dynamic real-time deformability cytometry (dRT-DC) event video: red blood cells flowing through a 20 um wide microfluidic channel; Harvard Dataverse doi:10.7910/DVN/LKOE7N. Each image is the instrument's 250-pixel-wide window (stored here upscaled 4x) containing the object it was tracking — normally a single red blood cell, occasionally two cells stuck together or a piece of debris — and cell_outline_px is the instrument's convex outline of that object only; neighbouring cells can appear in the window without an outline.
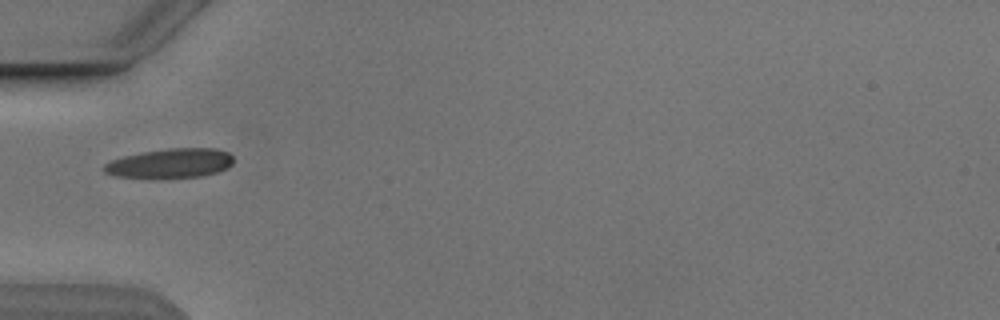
{"species": "Egyptian fruit bat (a non-hibernating species)", "species_latin": "Rousettus aegyptiacus", "temperature_condition": "cold", "stored_images_in_passage": 4, "camera_frame_rate_fps": 3000, "um_per_image_px": 0.085, "animal": {"sex": "male"}, "frame": {"image": 1, "passage_image": 1, "time_ms": 0.0, "image_size_px": [1000, 320], "cell_outline_px": [[232, 164], [228, 168], [216, 172], [200, 176], [116, 176], [104, 172], [100, 168], [104, 164], [112, 160], [124, 156], [144, 152], [168, 148], [216, 148], [228, 152], [232, 156]], "centroid_in_image_um": [14.49, 13.84], "position_along_channel_um": 70.5, "area_um2": 21.56}}
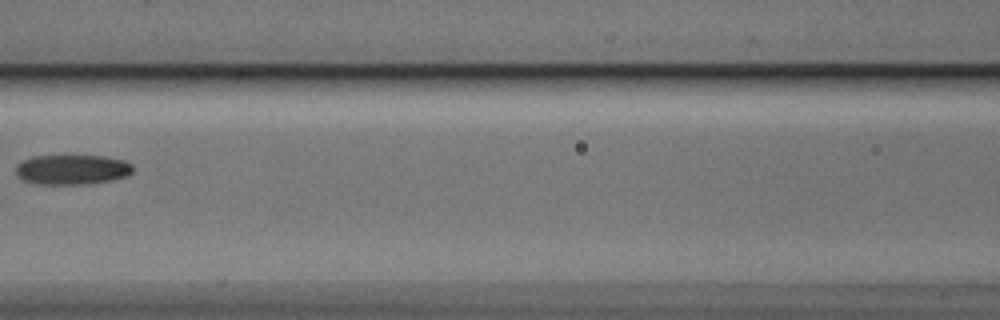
{"frame": {"image": 2, "passage_image": 3, "time_ms": 2.333, "image_size_px": [1000, 320], "cell_outline_px": [[132, 172], [128, 176], [112, 180], [88, 184], [36, 184], [20, 180], [16, 176], [16, 164], [20, 160], [32, 156], [104, 156], [124, 160], [132, 164]], "centroid_in_image_um": [6.08, 14.42], "position_along_channel_um": 160.5, "area_um2": 20.75}}
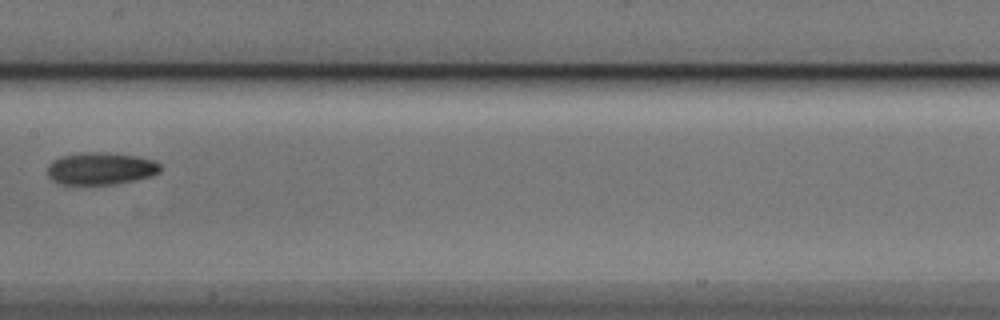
{"frame": {"image": 3, "passage_image": 4, "time_ms": 3.333, "image_size_px": [1000, 320], "cell_outline_px": [[160, 172], [152, 176], [112, 184], [60, 184], [52, 180], [48, 176], [48, 164], [52, 160], [60, 156], [80, 152], [108, 152], [136, 156], [152, 160], [160, 164]], "centroid_in_image_um": [8.52, 14.31], "position_along_channel_um": 198.9, "area_um2": 21.27}}